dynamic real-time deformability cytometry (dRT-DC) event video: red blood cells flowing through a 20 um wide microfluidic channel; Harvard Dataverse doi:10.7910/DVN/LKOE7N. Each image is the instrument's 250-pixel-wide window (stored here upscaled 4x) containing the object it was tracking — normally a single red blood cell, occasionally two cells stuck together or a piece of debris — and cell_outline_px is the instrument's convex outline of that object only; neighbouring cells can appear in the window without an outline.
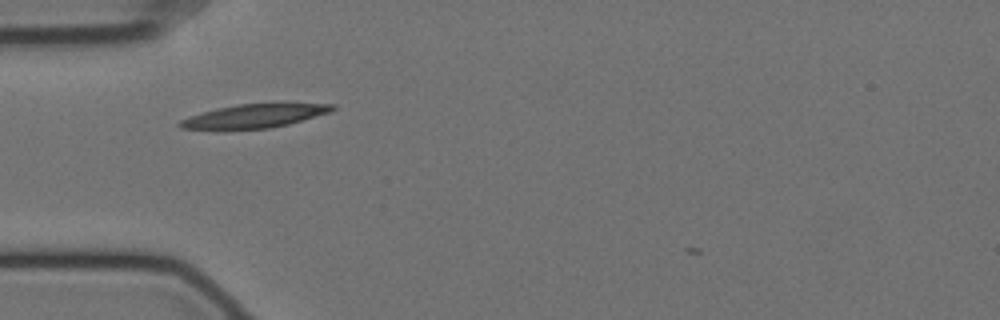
{"species": "Egyptian fruit bat (a non-hibernating species)", "species_latin": "Rousettus aegyptiacus", "temperature_condition": "cold", "stored_images_in_passage": 36, "camera_frame_rate_fps": 3000, "um_per_image_px": 0.085, "animal": {"sex": "female"}, "frame": {"image": 1, "passage_image": 1, "time_ms": 0.0, "image_size_px": [1000, 320], "cell_outline_px": [[336, 108], [328, 112], [288, 124], [268, 128], [224, 132], [220, 132], [180, 128], [176, 124], [180, 120], [188, 116], [216, 108], [240, 104], [272, 100], [336, 104]], "centroid_in_image_um": [21.58, 9.84], "position_along_channel_um": 63.4, "area_um2": 22.89}}
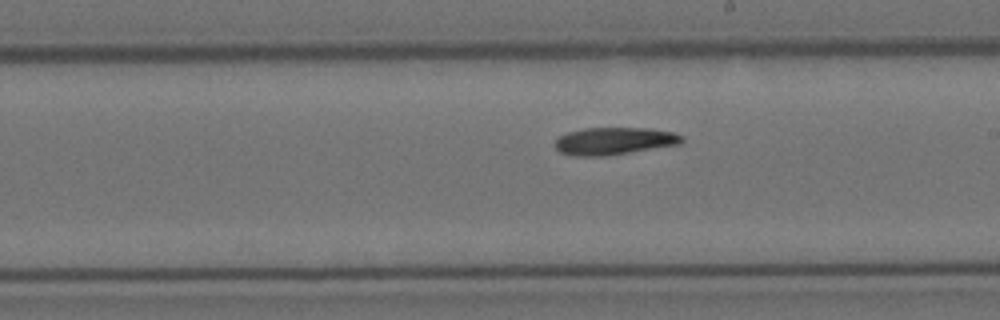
{"frame": {"image": 2, "passage_image": 16, "time_ms": 5.0, "image_size_px": [1000, 320], "cell_outline_px": [[684, 140], [680, 144], [604, 156], [572, 156], [560, 152], [552, 144], [560, 136], [568, 132], [584, 128], [648, 128], [672, 132], [684, 136]], "centroid_in_image_um": [52.18, 11.98], "position_along_channel_um": 236.8, "area_um2": 20.23}}
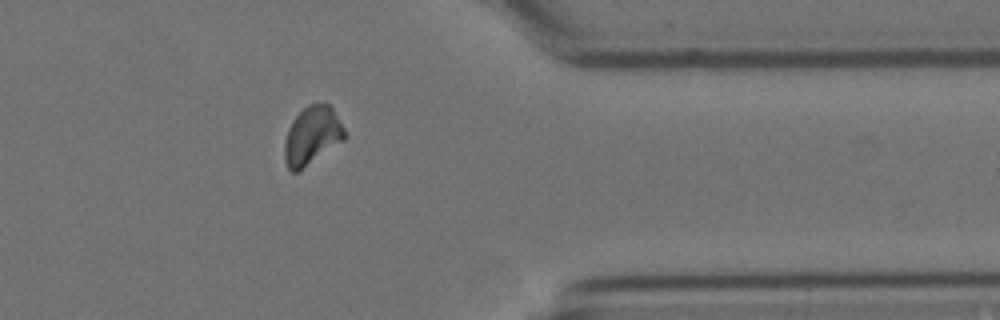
{"frame": {"image": 3, "passage_image": 30, "time_ms": 9.667, "image_size_px": [1000, 320], "cell_outline_px": [[348, 136], [344, 140], [296, 172], [292, 172], [288, 168], [284, 160], [284, 144], [288, 128], [292, 120], [308, 104], [332, 104]], "centroid_in_image_um": [26.54, 11.5], "position_along_channel_um": 384.9, "area_um2": 20.35}}